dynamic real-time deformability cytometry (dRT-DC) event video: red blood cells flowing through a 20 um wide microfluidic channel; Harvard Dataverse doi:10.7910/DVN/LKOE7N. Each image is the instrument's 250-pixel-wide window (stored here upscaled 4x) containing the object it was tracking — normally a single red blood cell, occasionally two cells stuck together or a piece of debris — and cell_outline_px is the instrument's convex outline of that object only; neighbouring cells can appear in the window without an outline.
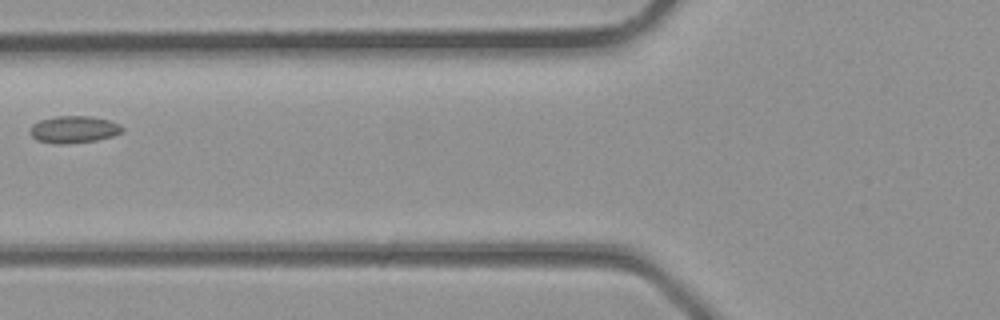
{"species": "common noctule bat (a hibernating species)", "species_latin": "Nyctalus noctula", "temperature_condition": "room temperature", "stored_images_in_passage": 3, "camera_frame_rate_fps": 3000, "um_per_image_px": 0.085, "animal": {"sex": "male", "body_mass_g": 23.1, "forearm_length_mm": 52.7}, "frame": {"image": 1, "passage_image": 3, "time_ms": 0.667, "image_size_px": [1000, 320], "cell_outline_px": [[124, 132], [112, 136], [96, 140], [64, 144], [56, 144], [36, 140], [28, 132], [32, 124], [40, 120], [56, 116], [92, 116], [108, 120], [120, 124], [124, 128]], "centroid_in_image_um": [6.27, 11.0], "position_along_channel_um": 119.5, "area_um2": 14.68}}